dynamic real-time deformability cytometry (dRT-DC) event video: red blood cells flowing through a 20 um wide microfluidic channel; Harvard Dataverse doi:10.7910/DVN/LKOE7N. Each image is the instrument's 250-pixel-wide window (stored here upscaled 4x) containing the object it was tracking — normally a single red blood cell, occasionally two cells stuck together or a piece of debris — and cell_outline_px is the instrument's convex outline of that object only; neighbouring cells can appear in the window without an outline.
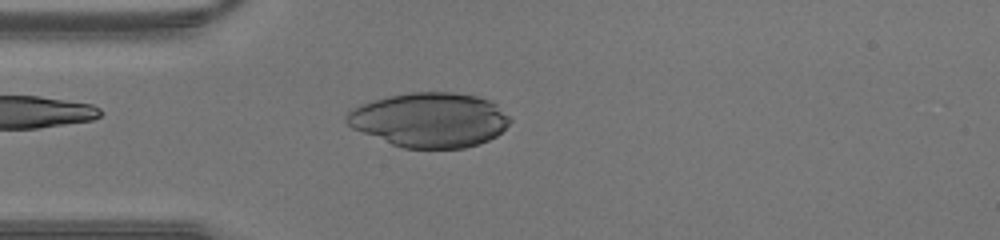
{"species": "human", "species_latin": "Homo sapiens", "temperature_condition": "warm", "stored_images_in_passage": 42, "camera_frame_rate_fps": 3000, "um_per_image_px": 0.085, "donor": {"sex": "male"}, "frame": {"image": 1, "passage_image": 11, "time_ms": 3.333, "image_size_px": [1000, 240], "cell_outline_px": [[512, 120], [496, 136], [480, 144], [464, 148], [404, 148], [392, 144], [352, 128], [344, 120], [344, 116], [352, 108], [360, 104], [372, 100], [388, 96], [412, 92], [452, 92], [476, 96], [488, 100], [496, 104]], "centroid_in_image_um": [36.5, 10.19], "position_along_channel_um": 48.5, "area_um2": 51.85}}
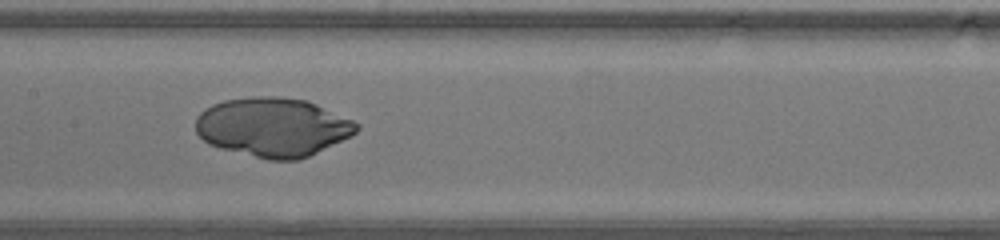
{"frame": {"image": 2, "passage_image": 20, "time_ms": 6.333, "image_size_px": [1000, 240], "cell_outline_px": [[360, 128], [352, 136], [300, 160], [268, 160], [220, 148], [208, 144], [196, 132], [196, 116], [204, 108], [212, 104], [224, 100], [252, 96], [280, 96], [308, 100], [352, 120], [360, 124]], "centroid_in_image_um": [23.19, 10.8], "position_along_channel_um": 184.2, "area_um2": 55.72}}
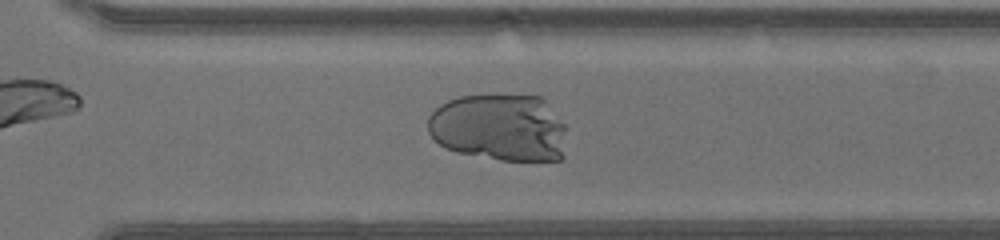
{"frame": {"image": 3, "passage_image": 29, "time_ms": 9.333, "image_size_px": [1000, 240], "cell_outline_px": [[568, 128], [564, 156], [560, 160], [500, 160], [456, 152], [444, 148], [428, 132], [428, 116], [440, 104], [448, 100], [460, 96], [540, 96], [544, 100]], "centroid_in_image_um": [42.48, 10.86], "position_along_channel_um": 328.1, "area_um2": 54.79}}